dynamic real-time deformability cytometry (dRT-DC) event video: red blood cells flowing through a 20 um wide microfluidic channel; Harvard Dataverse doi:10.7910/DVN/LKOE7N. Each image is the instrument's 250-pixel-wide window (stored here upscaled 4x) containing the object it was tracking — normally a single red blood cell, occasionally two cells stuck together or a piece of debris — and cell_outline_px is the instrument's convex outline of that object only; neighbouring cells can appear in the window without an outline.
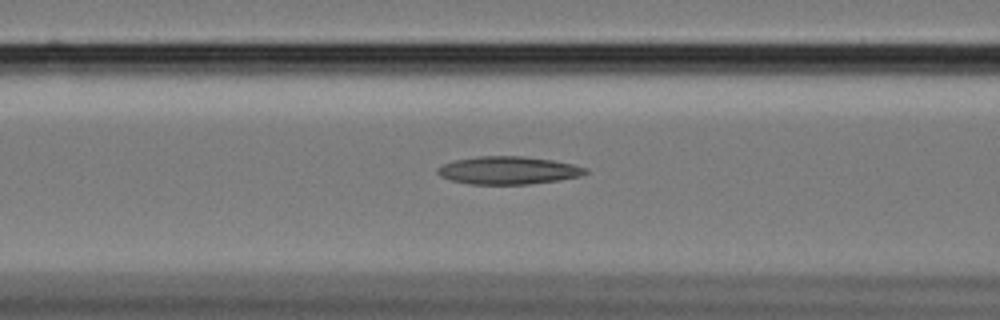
{"species": "Egyptian fruit bat (a non-hibernating species)", "species_latin": "Rousettus aegyptiacus", "temperature_condition": "cold", "stored_images_in_passage": 48, "camera_frame_rate_fps": 3000, "um_per_image_px": 0.085, "animal": {"sex": "female"}, "frame": {"image": 1, "passage_image": 13, "time_ms": 4.0, "image_size_px": [1000, 320], "cell_outline_px": [[588, 172], [580, 176], [560, 180], [528, 184], [468, 184], [452, 180], [440, 176], [436, 172], [436, 168], [452, 160], [476, 156], [524, 156], [552, 160], [572, 164], [588, 168]], "centroid_in_image_um": [43.18, 14.47], "position_along_channel_um": 123.4, "area_um2": 24.1}}
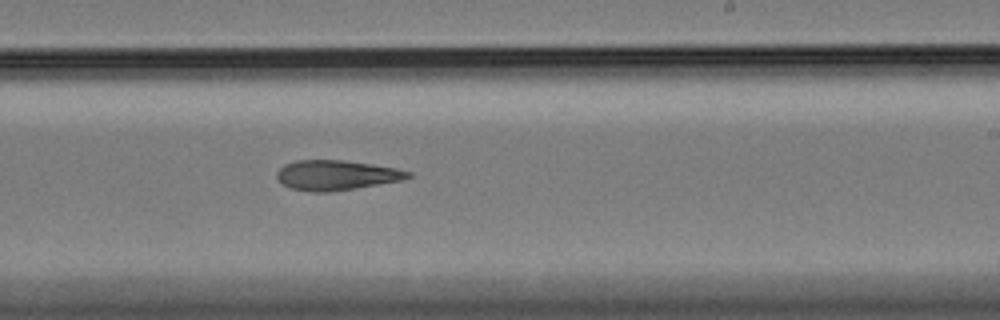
{"frame": {"image": 2, "passage_image": 25, "time_ms": 8.0, "image_size_px": [1000, 320], "cell_outline_px": [[412, 176], [400, 180], [356, 188], [328, 192], [312, 192], [292, 188], [280, 184], [276, 176], [276, 172], [284, 164], [296, 160], [344, 160], [372, 164], [396, 168], [412, 172]], "centroid_in_image_um": [28.55, 14.88], "position_along_channel_um": 260.5, "area_um2": 22.89}}
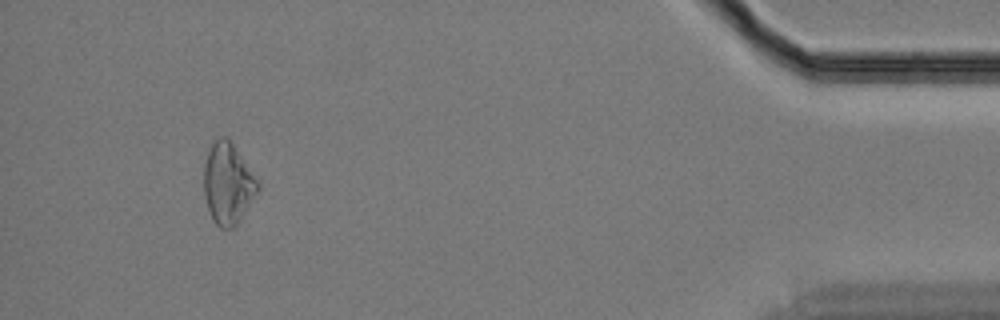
{"frame": {"image": 3, "passage_image": 44, "time_ms": 14.333, "image_size_px": [1000, 320], "cell_outline_px": [[260, 188], [236, 224], [232, 228], [220, 228], [212, 220], [204, 196], [204, 164], [212, 140], [220, 136], [228, 136], [260, 184]], "centroid_in_image_um": [19.34, 15.57], "position_along_channel_um": 415.9, "area_um2": 25.37}, "authors_computed_cell_mechanics": {"area_um2": 24.1604, "velocity_mm_per_s": 3.4285, "shape_relaxation_time_tau1_ms": null, "shape_relaxation_time_tau2_ms": 10.593, "deformation_change_tau1": null, "deformation_change_tau2": 0.2192}}